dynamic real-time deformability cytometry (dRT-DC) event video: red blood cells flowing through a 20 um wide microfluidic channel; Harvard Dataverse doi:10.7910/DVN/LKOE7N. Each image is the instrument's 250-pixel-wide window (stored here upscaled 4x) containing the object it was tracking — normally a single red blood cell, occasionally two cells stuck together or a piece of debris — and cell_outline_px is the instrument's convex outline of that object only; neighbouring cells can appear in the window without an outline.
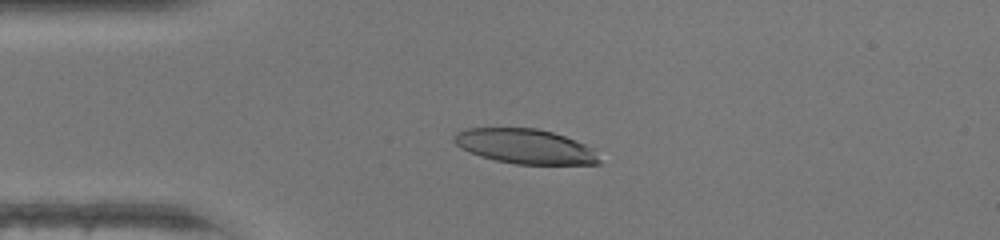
{"species": "human", "species_latin": "Homo sapiens", "temperature_condition": "warm", "stored_images_in_passage": 46, "camera_frame_rate_fps": 3000, "um_per_image_px": 0.085, "donor": {"sex": "female"}, "frame": {"image": 1, "passage_image": 11, "time_ms": 3.333, "image_size_px": [1000, 240], "cell_outline_px": [[600, 164], [516, 164], [496, 160], [480, 156], [456, 144], [452, 140], [452, 136], [456, 132], [468, 128], [536, 128], [552, 132], [564, 136], [584, 144], [592, 148], [600, 160]], "centroid_in_image_um": [44.63, 12.44], "position_along_channel_um": 40.4, "area_um2": 29.07}}
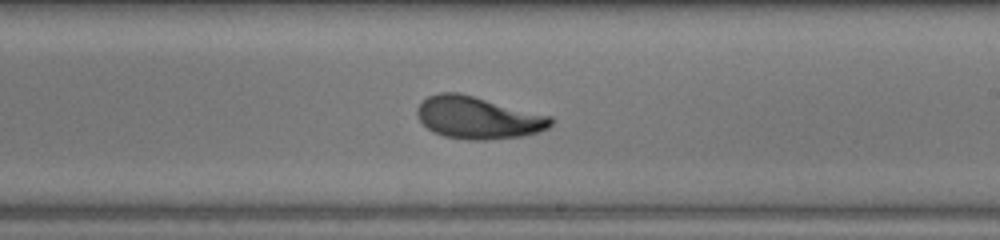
{"frame": {"image": 2, "passage_image": 27, "time_ms": 8.667, "image_size_px": [1000, 240], "cell_outline_px": [[552, 124], [548, 128], [536, 132], [520, 136], [484, 140], [468, 140], [444, 136], [432, 132], [420, 120], [416, 112], [416, 108], [428, 96], [440, 92], [460, 92], [552, 116]], "centroid_in_image_um": [40.62, 9.99], "position_along_channel_um": 248.4, "area_um2": 32.89}}
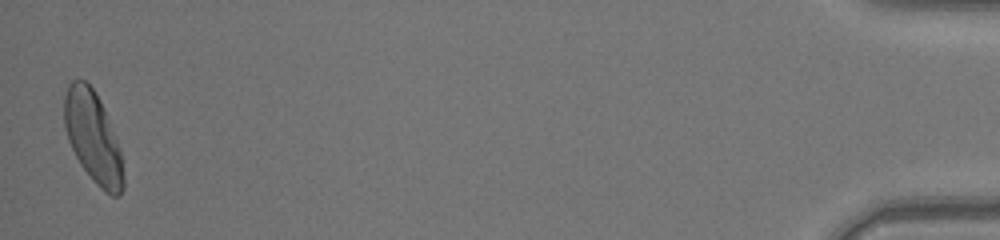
{"frame": {"image": 3, "passage_image": 46, "time_ms": 15.0, "image_size_px": [1000, 240], "cell_outline_px": [[124, 188], [120, 196], [112, 196], [104, 192], [100, 188], [80, 164], [68, 140], [64, 124], [64, 96], [68, 84], [72, 80], [84, 80], [92, 88], [104, 108], [116, 140], [120, 152], [124, 176]], "centroid_in_image_um": [7.9, 11.69], "position_along_channel_um": 427.3, "area_um2": 31.04}, "authors_computed_cell_mechanics": {"area_um2": 31.501, "velocity_mm_per_s": 4.4063, "shape_relaxation_time_tau1_ms": 3.7669, "shape_relaxation_time_tau2_ms": 1.2843, "deformation_change_tau1": 0.1928, "deformation_change_tau2": 0.0808}}